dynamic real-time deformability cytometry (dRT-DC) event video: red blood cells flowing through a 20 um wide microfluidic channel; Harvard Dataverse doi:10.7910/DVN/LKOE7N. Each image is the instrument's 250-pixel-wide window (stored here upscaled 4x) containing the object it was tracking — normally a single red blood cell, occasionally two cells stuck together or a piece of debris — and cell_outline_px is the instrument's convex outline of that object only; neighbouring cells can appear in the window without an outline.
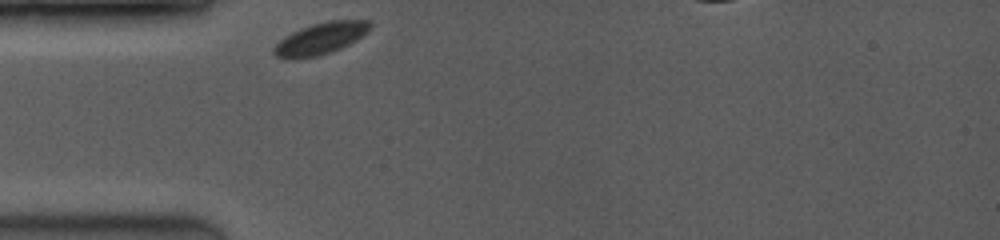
{"species": "common noctule bat (a hibernating species)", "species_latin": "Nyctalus noctula", "temperature_condition": "room temperature", "stored_images_in_passage": 34, "camera_frame_rate_fps": 3500, "um_per_image_px": 0.085, "animal": {"sex": "female", "body_mass_g": 19.0, "forearm_length_mm": 53.3}, "frame": {"image": 1, "passage_image": 1, "time_ms": 0.0, "image_size_px": [1000, 240], "cell_outline_px": [[372, 28], [368, 32], [356, 40], [332, 52], [320, 56], [284, 60], [276, 56], [272, 52], [272, 48], [284, 36], [300, 28], [312, 24], [328, 20], [368, 20], [372, 24]], "centroid_in_image_um": [27.23, 3.28], "position_along_channel_um": 57.8, "area_um2": 18.09}}
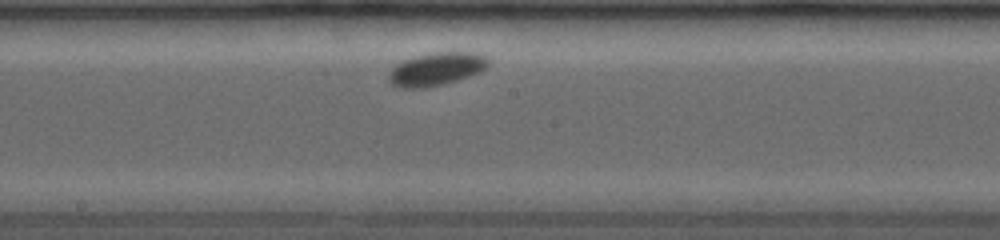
{"frame": {"image": 2, "passage_image": 16, "time_ms": 4.286, "image_size_px": [1000, 240], "cell_outline_px": [[492, 60], [480, 72], [444, 84], [420, 88], [400, 88], [392, 84], [388, 80], [388, 76], [392, 68], [396, 64], [404, 60], [416, 56], [436, 52], [476, 52]], "centroid_in_image_um": [37.09, 5.86], "position_along_channel_um": 211.1, "area_um2": 19.07}}
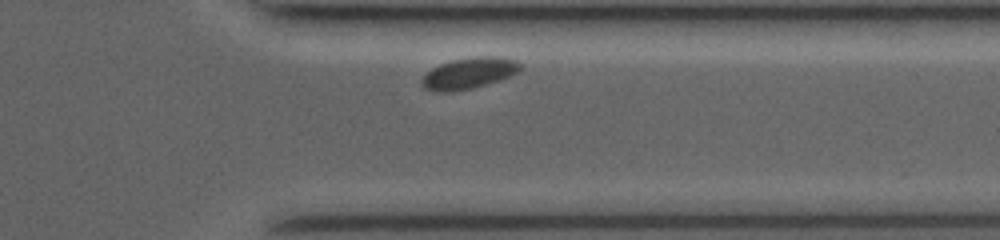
{"frame": {"image": 3, "passage_image": 31, "time_ms": 8.571, "image_size_px": [1000, 240], "cell_outline_px": [[520, 68], [516, 72], [508, 76], [472, 88], [452, 92], [436, 92], [424, 88], [420, 84], [420, 80], [432, 68], [440, 64], [452, 60], [476, 56], [500, 56], [516, 60], [520, 64]], "centroid_in_image_um": [39.8, 6.22], "position_along_channel_um": 371.6, "area_um2": 17.69}}